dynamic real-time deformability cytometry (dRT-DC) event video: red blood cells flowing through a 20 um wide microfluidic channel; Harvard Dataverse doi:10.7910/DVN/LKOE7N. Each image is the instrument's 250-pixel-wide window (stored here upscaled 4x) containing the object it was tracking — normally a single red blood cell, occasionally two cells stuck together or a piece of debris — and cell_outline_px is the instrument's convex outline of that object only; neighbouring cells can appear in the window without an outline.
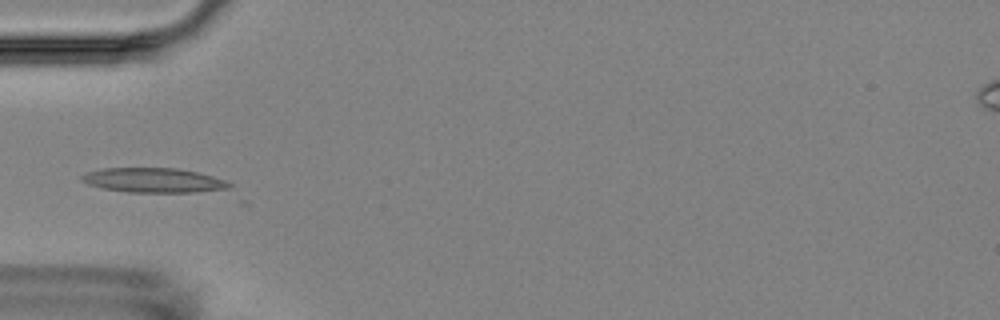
{"species": "Egyptian fruit bat (a non-hibernating species)", "species_latin": "Rousettus aegyptiacus", "temperature_condition": "room temperature", "stored_images_in_passage": 16, "camera_frame_rate_fps": 3000, "um_per_image_px": 0.085, "animal": {"sex": "female"}, "frame": {"image": 1, "passage_image": 5, "time_ms": 4.667, "image_size_px": [1000, 320], "cell_outline_px": [[232, 192], [128, 192], [104, 188], [88, 184], [80, 180], [80, 176], [88, 172], [100, 168], [176, 168], [196, 172], [212, 176], [224, 180], [232, 184]], "centroid_in_image_um": [13.18, 15.34], "position_along_channel_um": 71.8, "area_um2": 21.56}}
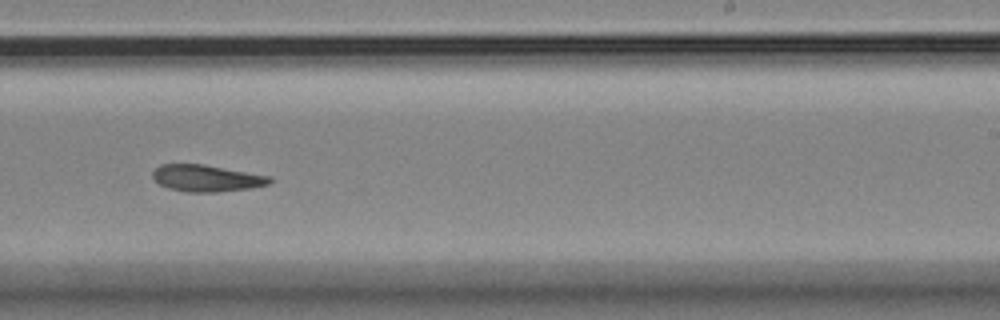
{"frame": {"image": 2, "passage_image": 10, "time_ms": 10.333, "image_size_px": [1000, 320], "cell_outline_px": [[272, 180], [268, 184], [252, 188], [220, 192], [184, 192], [168, 188], [160, 184], [152, 176], [152, 172], [160, 164], [204, 164], [272, 176]], "centroid_in_image_um": [17.58, 15.15], "position_along_channel_um": 271.4, "area_um2": 18.38}}
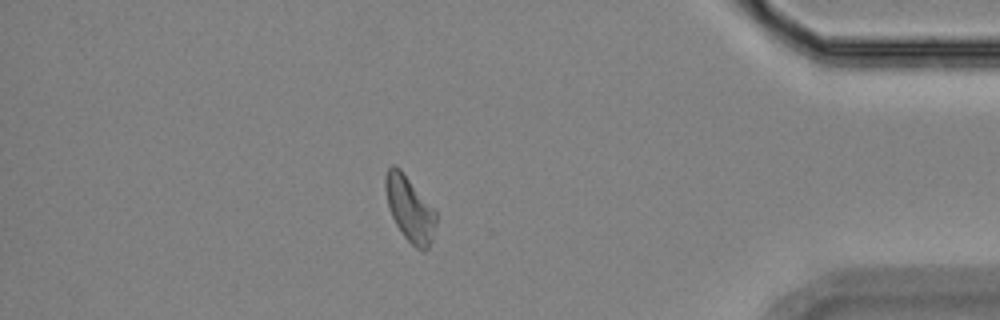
{"frame": {"image": 3, "passage_image": 14, "time_ms": 15.0, "image_size_px": [1000, 320], "cell_outline_px": [[436, 224], [432, 240], [428, 248], [424, 252], [416, 248], [404, 236], [396, 224], [392, 216], [388, 204], [384, 188], [384, 180], [388, 168], [392, 164], [400, 168], [436, 212]], "centroid_in_image_um": [34.82, 17.76], "position_along_channel_um": 400.4, "area_um2": 18.96}}